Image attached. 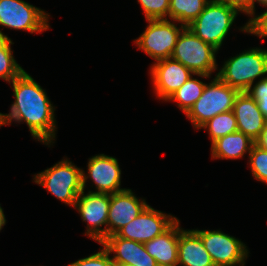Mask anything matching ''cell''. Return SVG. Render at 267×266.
I'll return each mask as SVG.
<instances>
[{
    "instance_id": "2e32d148",
    "label": "cell",
    "mask_w": 267,
    "mask_h": 266,
    "mask_svg": "<svg viewBox=\"0 0 267 266\" xmlns=\"http://www.w3.org/2000/svg\"><path fill=\"white\" fill-rule=\"evenodd\" d=\"M233 112L238 131L255 141L266 123L256 101L247 92H240L235 99Z\"/></svg>"
},
{
    "instance_id": "4dcf8cb0",
    "label": "cell",
    "mask_w": 267,
    "mask_h": 266,
    "mask_svg": "<svg viewBox=\"0 0 267 266\" xmlns=\"http://www.w3.org/2000/svg\"><path fill=\"white\" fill-rule=\"evenodd\" d=\"M6 224L5 215L3 212L2 207L0 206V231L2 230V227Z\"/></svg>"
},
{
    "instance_id": "d6986e66",
    "label": "cell",
    "mask_w": 267,
    "mask_h": 266,
    "mask_svg": "<svg viewBox=\"0 0 267 266\" xmlns=\"http://www.w3.org/2000/svg\"><path fill=\"white\" fill-rule=\"evenodd\" d=\"M255 142L244 133L236 131L218 138L211 144L213 159H239L251 151Z\"/></svg>"
},
{
    "instance_id": "7c38bea8",
    "label": "cell",
    "mask_w": 267,
    "mask_h": 266,
    "mask_svg": "<svg viewBox=\"0 0 267 266\" xmlns=\"http://www.w3.org/2000/svg\"><path fill=\"white\" fill-rule=\"evenodd\" d=\"M88 174L82 170V188L85 190L87 179L95 184L96 193L113 194L126 188L121 186V169L115 157L99 154L89 158L87 163Z\"/></svg>"
},
{
    "instance_id": "30bf717a",
    "label": "cell",
    "mask_w": 267,
    "mask_h": 266,
    "mask_svg": "<svg viewBox=\"0 0 267 266\" xmlns=\"http://www.w3.org/2000/svg\"><path fill=\"white\" fill-rule=\"evenodd\" d=\"M110 207V194L96 193L83 190L75 202L74 208L78 210L81 219L87 222L85 234L99 244L107 237L108 211ZM105 226L104 229L100 228Z\"/></svg>"
},
{
    "instance_id": "ac0fdd59",
    "label": "cell",
    "mask_w": 267,
    "mask_h": 266,
    "mask_svg": "<svg viewBox=\"0 0 267 266\" xmlns=\"http://www.w3.org/2000/svg\"><path fill=\"white\" fill-rule=\"evenodd\" d=\"M215 266L200 236L193 230L182 229L178 240L177 266Z\"/></svg>"
},
{
    "instance_id": "9c48e42d",
    "label": "cell",
    "mask_w": 267,
    "mask_h": 266,
    "mask_svg": "<svg viewBox=\"0 0 267 266\" xmlns=\"http://www.w3.org/2000/svg\"><path fill=\"white\" fill-rule=\"evenodd\" d=\"M204 243L215 266H244L247 246L238 238L220 230H194Z\"/></svg>"
},
{
    "instance_id": "7a4b0ae2",
    "label": "cell",
    "mask_w": 267,
    "mask_h": 266,
    "mask_svg": "<svg viewBox=\"0 0 267 266\" xmlns=\"http://www.w3.org/2000/svg\"><path fill=\"white\" fill-rule=\"evenodd\" d=\"M266 74L267 50L257 47L229 58L216 73L224 83L240 92H246L256 78H265Z\"/></svg>"
},
{
    "instance_id": "9a60e30c",
    "label": "cell",
    "mask_w": 267,
    "mask_h": 266,
    "mask_svg": "<svg viewBox=\"0 0 267 266\" xmlns=\"http://www.w3.org/2000/svg\"><path fill=\"white\" fill-rule=\"evenodd\" d=\"M118 265L158 266L156 260L146 251L144 243L118 237L116 234L106 237L100 243Z\"/></svg>"
},
{
    "instance_id": "5b68a950",
    "label": "cell",
    "mask_w": 267,
    "mask_h": 266,
    "mask_svg": "<svg viewBox=\"0 0 267 266\" xmlns=\"http://www.w3.org/2000/svg\"><path fill=\"white\" fill-rule=\"evenodd\" d=\"M217 51L185 27L177 39L171 58L182 63L196 76L210 78L211 73L217 70Z\"/></svg>"
},
{
    "instance_id": "cb8c5ba5",
    "label": "cell",
    "mask_w": 267,
    "mask_h": 266,
    "mask_svg": "<svg viewBox=\"0 0 267 266\" xmlns=\"http://www.w3.org/2000/svg\"><path fill=\"white\" fill-rule=\"evenodd\" d=\"M248 155L253 177L267 184V151L254 144Z\"/></svg>"
},
{
    "instance_id": "f1b7e54d",
    "label": "cell",
    "mask_w": 267,
    "mask_h": 266,
    "mask_svg": "<svg viewBox=\"0 0 267 266\" xmlns=\"http://www.w3.org/2000/svg\"><path fill=\"white\" fill-rule=\"evenodd\" d=\"M226 3L229 7L236 9L238 12L245 13L250 17L255 14L256 0H219Z\"/></svg>"
},
{
    "instance_id": "277c9868",
    "label": "cell",
    "mask_w": 267,
    "mask_h": 266,
    "mask_svg": "<svg viewBox=\"0 0 267 266\" xmlns=\"http://www.w3.org/2000/svg\"><path fill=\"white\" fill-rule=\"evenodd\" d=\"M82 170L66 158L34 175L33 180L60 201L74 207L77 196L83 191Z\"/></svg>"
},
{
    "instance_id": "ffe728a7",
    "label": "cell",
    "mask_w": 267,
    "mask_h": 266,
    "mask_svg": "<svg viewBox=\"0 0 267 266\" xmlns=\"http://www.w3.org/2000/svg\"><path fill=\"white\" fill-rule=\"evenodd\" d=\"M210 0H170L168 17L188 26L195 20Z\"/></svg>"
},
{
    "instance_id": "d4e9b609",
    "label": "cell",
    "mask_w": 267,
    "mask_h": 266,
    "mask_svg": "<svg viewBox=\"0 0 267 266\" xmlns=\"http://www.w3.org/2000/svg\"><path fill=\"white\" fill-rule=\"evenodd\" d=\"M146 20L168 19L170 0H137Z\"/></svg>"
},
{
    "instance_id": "8fae6325",
    "label": "cell",
    "mask_w": 267,
    "mask_h": 266,
    "mask_svg": "<svg viewBox=\"0 0 267 266\" xmlns=\"http://www.w3.org/2000/svg\"><path fill=\"white\" fill-rule=\"evenodd\" d=\"M178 218L148 205L135 219L119 229L118 237L145 243L166 231Z\"/></svg>"
},
{
    "instance_id": "5bb4252c",
    "label": "cell",
    "mask_w": 267,
    "mask_h": 266,
    "mask_svg": "<svg viewBox=\"0 0 267 266\" xmlns=\"http://www.w3.org/2000/svg\"><path fill=\"white\" fill-rule=\"evenodd\" d=\"M148 206L145 199H139L131 189L110 195L107 221V237L135 219Z\"/></svg>"
},
{
    "instance_id": "ba28073f",
    "label": "cell",
    "mask_w": 267,
    "mask_h": 266,
    "mask_svg": "<svg viewBox=\"0 0 267 266\" xmlns=\"http://www.w3.org/2000/svg\"><path fill=\"white\" fill-rule=\"evenodd\" d=\"M49 14L24 0H0V26L30 33L50 28ZM0 36L9 38L0 30Z\"/></svg>"
},
{
    "instance_id": "4316f807",
    "label": "cell",
    "mask_w": 267,
    "mask_h": 266,
    "mask_svg": "<svg viewBox=\"0 0 267 266\" xmlns=\"http://www.w3.org/2000/svg\"><path fill=\"white\" fill-rule=\"evenodd\" d=\"M267 7V6H266ZM241 31L256 35L260 38L267 37V10L258 16L253 14L248 22L240 28Z\"/></svg>"
},
{
    "instance_id": "6da1fadb",
    "label": "cell",
    "mask_w": 267,
    "mask_h": 266,
    "mask_svg": "<svg viewBox=\"0 0 267 266\" xmlns=\"http://www.w3.org/2000/svg\"><path fill=\"white\" fill-rule=\"evenodd\" d=\"M11 83L15 100L8 114L0 113V126L25 122L35 140L51 146L57 129L55 107L45 90L26 71Z\"/></svg>"
},
{
    "instance_id": "484cf974",
    "label": "cell",
    "mask_w": 267,
    "mask_h": 266,
    "mask_svg": "<svg viewBox=\"0 0 267 266\" xmlns=\"http://www.w3.org/2000/svg\"><path fill=\"white\" fill-rule=\"evenodd\" d=\"M246 91L257 103L267 122V75Z\"/></svg>"
},
{
    "instance_id": "44dd1931",
    "label": "cell",
    "mask_w": 267,
    "mask_h": 266,
    "mask_svg": "<svg viewBox=\"0 0 267 266\" xmlns=\"http://www.w3.org/2000/svg\"><path fill=\"white\" fill-rule=\"evenodd\" d=\"M191 76L178 90H176L166 101L177 102L178 107L185 114L202 95L206 83Z\"/></svg>"
},
{
    "instance_id": "3957f363",
    "label": "cell",
    "mask_w": 267,
    "mask_h": 266,
    "mask_svg": "<svg viewBox=\"0 0 267 266\" xmlns=\"http://www.w3.org/2000/svg\"><path fill=\"white\" fill-rule=\"evenodd\" d=\"M238 11L219 0H210L188 27L197 37L219 50Z\"/></svg>"
},
{
    "instance_id": "4fadbf2b",
    "label": "cell",
    "mask_w": 267,
    "mask_h": 266,
    "mask_svg": "<svg viewBox=\"0 0 267 266\" xmlns=\"http://www.w3.org/2000/svg\"><path fill=\"white\" fill-rule=\"evenodd\" d=\"M153 88L157 97L167 100L191 76L195 74L182 63L167 58L151 65L150 72Z\"/></svg>"
},
{
    "instance_id": "f546056e",
    "label": "cell",
    "mask_w": 267,
    "mask_h": 266,
    "mask_svg": "<svg viewBox=\"0 0 267 266\" xmlns=\"http://www.w3.org/2000/svg\"><path fill=\"white\" fill-rule=\"evenodd\" d=\"M254 142L256 146L267 151V122L265 123L263 131Z\"/></svg>"
},
{
    "instance_id": "83f0119b",
    "label": "cell",
    "mask_w": 267,
    "mask_h": 266,
    "mask_svg": "<svg viewBox=\"0 0 267 266\" xmlns=\"http://www.w3.org/2000/svg\"><path fill=\"white\" fill-rule=\"evenodd\" d=\"M109 255L110 253L102 246L99 252L78 259L67 266H117Z\"/></svg>"
},
{
    "instance_id": "52a82bcc",
    "label": "cell",
    "mask_w": 267,
    "mask_h": 266,
    "mask_svg": "<svg viewBox=\"0 0 267 266\" xmlns=\"http://www.w3.org/2000/svg\"><path fill=\"white\" fill-rule=\"evenodd\" d=\"M148 26L139 38L134 42L138 49H142L156 62L171 57L177 39L186 27L181 24L176 26L175 22L169 19L147 20Z\"/></svg>"
},
{
    "instance_id": "e0dca14e",
    "label": "cell",
    "mask_w": 267,
    "mask_h": 266,
    "mask_svg": "<svg viewBox=\"0 0 267 266\" xmlns=\"http://www.w3.org/2000/svg\"><path fill=\"white\" fill-rule=\"evenodd\" d=\"M180 227L177 219L166 231L144 243L146 251L156 260L158 266H177Z\"/></svg>"
},
{
    "instance_id": "1f68e13d",
    "label": "cell",
    "mask_w": 267,
    "mask_h": 266,
    "mask_svg": "<svg viewBox=\"0 0 267 266\" xmlns=\"http://www.w3.org/2000/svg\"><path fill=\"white\" fill-rule=\"evenodd\" d=\"M256 2L263 6H267V0H256Z\"/></svg>"
},
{
    "instance_id": "8992f818",
    "label": "cell",
    "mask_w": 267,
    "mask_h": 266,
    "mask_svg": "<svg viewBox=\"0 0 267 266\" xmlns=\"http://www.w3.org/2000/svg\"><path fill=\"white\" fill-rule=\"evenodd\" d=\"M239 90L224 83L217 75L206 84L202 95L185 114L195 129L214 116L233 110Z\"/></svg>"
},
{
    "instance_id": "7402d4cb",
    "label": "cell",
    "mask_w": 267,
    "mask_h": 266,
    "mask_svg": "<svg viewBox=\"0 0 267 266\" xmlns=\"http://www.w3.org/2000/svg\"><path fill=\"white\" fill-rule=\"evenodd\" d=\"M12 44L10 38L0 36V78L8 83L25 71L13 56Z\"/></svg>"
},
{
    "instance_id": "603a6c76",
    "label": "cell",
    "mask_w": 267,
    "mask_h": 266,
    "mask_svg": "<svg viewBox=\"0 0 267 266\" xmlns=\"http://www.w3.org/2000/svg\"><path fill=\"white\" fill-rule=\"evenodd\" d=\"M207 129L211 143L220 137L238 131L236 117L233 110L220 113L204 123L200 129Z\"/></svg>"
}]
</instances>
